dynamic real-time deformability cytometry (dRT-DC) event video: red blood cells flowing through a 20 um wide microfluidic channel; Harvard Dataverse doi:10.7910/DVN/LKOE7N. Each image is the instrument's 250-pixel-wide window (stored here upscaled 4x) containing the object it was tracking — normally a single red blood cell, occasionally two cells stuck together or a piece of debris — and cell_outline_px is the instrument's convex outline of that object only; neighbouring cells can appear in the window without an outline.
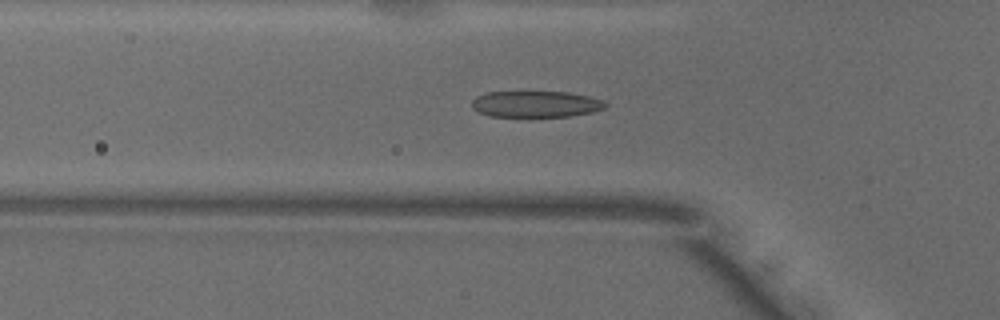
{"species": "common noctule bat (a hibernating species)", "species_latin": "Nyctalus noctula", "temperature_condition": "warm", "stored_images_in_passage": 46, "camera_frame_rate_fps": 3000, "um_per_image_px": 0.085, "animal": {"sex": "male", "body_mass_g": 18.8}, "frame": {"image": 1, "passage_image": 16, "time_ms": 5.0, "image_size_px": [1000, 320], "cell_outline_px": [[608, 104], [604, 108], [592, 112], [568, 116], [488, 116], [472, 108], [472, 100], [476, 96], [488, 92], [568, 92], [588, 96], [604, 100]], "centroid_in_image_um": [45.55, 8.84], "position_along_channel_um": 80.3, "area_um2": 20.35}}
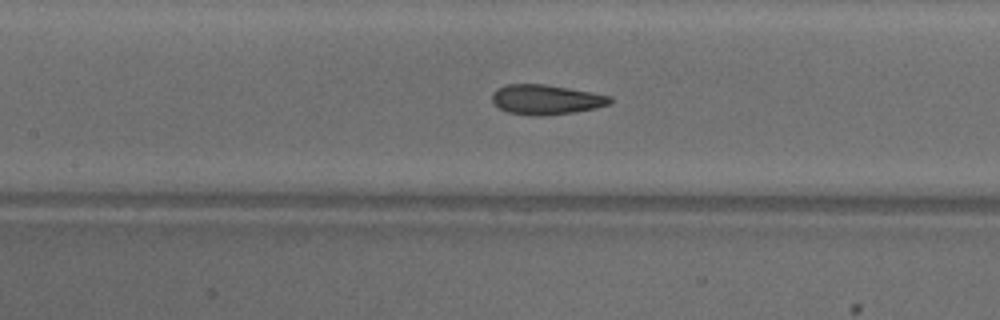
{"frame": {"image": 2, "passage_image": 22, "time_ms": 7.0, "image_size_px": [1000, 320], "cell_outline_px": [[612, 104], [596, 108], [576, 112], [544, 116], [536, 116], [508, 112], [500, 108], [492, 100], [492, 92], [496, 88], [508, 84], [544, 84], [592, 92], [612, 96]], "centroid_in_image_um": [46.45, 8.46], "position_along_channel_um": 161.0, "area_um2": 20.63}}
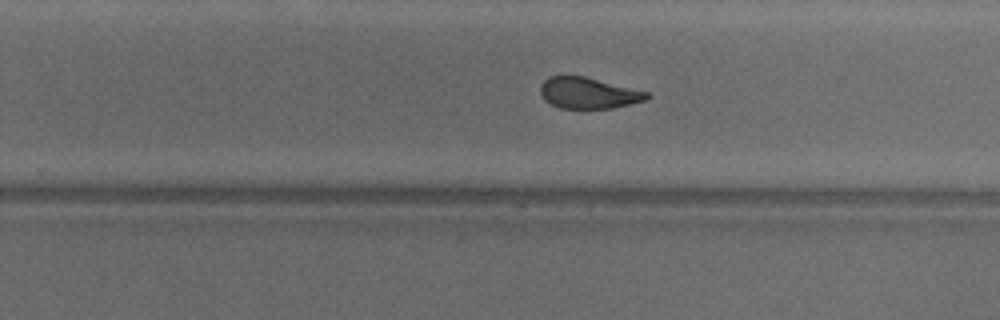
{"frame": {"image": 3, "passage_image": 31, "time_ms": 10.0, "image_size_px": [1000, 320], "cell_outline_px": [[652, 96], [644, 100], [612, 108], [560, 108], [544, 100], [540, 92], [540, 84], [548, 76], [584, 76], [648, 92]], "centroid_in_image_um": [49.98, 7.9], "position_along_channel_um": 279.8, "area_um2": 19.13}, "authors_computed_cell_mechanics": {"area_um2": 21.0103, "velocity_mm_per_s": 3.9741, "shape_relaxation_time_tau1_ms": 4.4042, "shape_relaxation_time_tau2_ms": 1.0142, "deformation_change_tau1": 0.1842, "deformation_change_tau2": 0.0853}}